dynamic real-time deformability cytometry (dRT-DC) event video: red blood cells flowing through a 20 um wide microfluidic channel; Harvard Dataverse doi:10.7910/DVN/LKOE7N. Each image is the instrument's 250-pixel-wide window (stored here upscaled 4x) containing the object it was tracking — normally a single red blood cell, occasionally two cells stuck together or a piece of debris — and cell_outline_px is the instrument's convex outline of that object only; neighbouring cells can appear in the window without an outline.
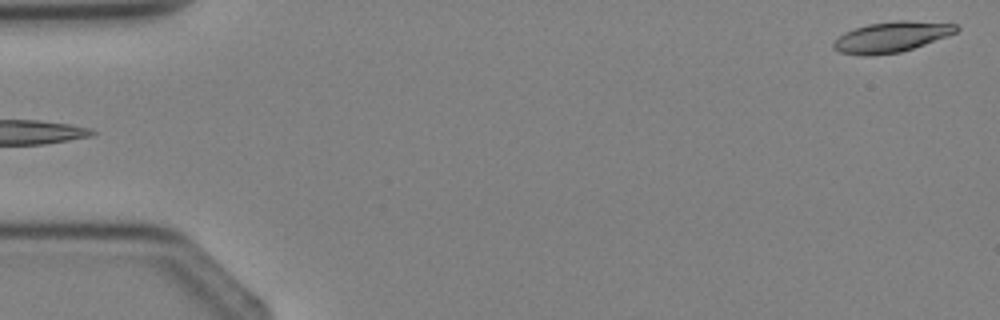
{"species": "Egyptian fruit bat (a non-hibernating species)", "species_latin": "Rousettus aegyptiacus", "temperature_condition": "cold", "stored_images_in_passage": 4, "camera_frame_rate_fps": 3000, "um_per_image_px": 0.085, "animal": {"sex": "female"}, "frame": {"image": 1, "passage_image": 1, "time_ms": 0.0, "image_size_px": [1000, 320], "cell_outline_px": [[960, 28], [956, 32], [924, 44], [900, 52], [872, 56], [864, 56], [840, 52], [832, 48], [832, 44], [844, 32], [868, 24], [896, 20], [908, 20], [956, 24]], "centroid_in_image_um": [75.74, 3.14], "position_along_channel_um": 9.3, "area_um2": 21.68}}
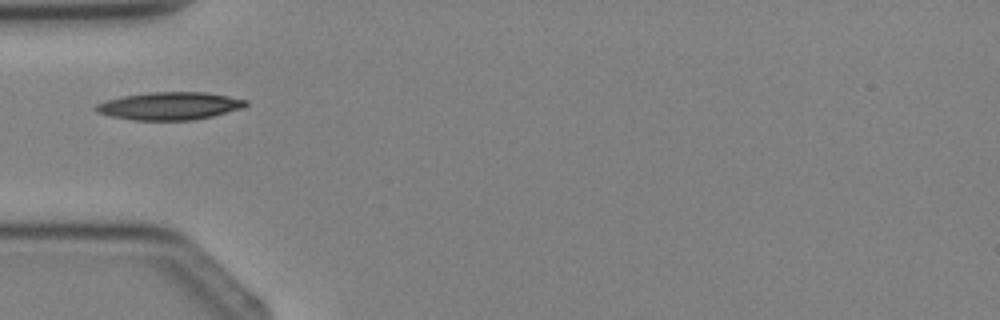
{"frame": {"image": 2, "passage_image": 4, "time_ms": 3.667, "image_size_px": [1000, 320], "cell_outline_px": [[248, 104], [244, 108], [196, 120], [132, 120], [112, 116], [96, 112], [92, 108], [96, 104], [108, 100], [124, 96], [152, 92], [204, 92], [228, 96], [248, 100]], "centroid_in_image_um": [14.44, 9.01], "position_along_channel_um": 70.6, "area_um2": 24.22}}